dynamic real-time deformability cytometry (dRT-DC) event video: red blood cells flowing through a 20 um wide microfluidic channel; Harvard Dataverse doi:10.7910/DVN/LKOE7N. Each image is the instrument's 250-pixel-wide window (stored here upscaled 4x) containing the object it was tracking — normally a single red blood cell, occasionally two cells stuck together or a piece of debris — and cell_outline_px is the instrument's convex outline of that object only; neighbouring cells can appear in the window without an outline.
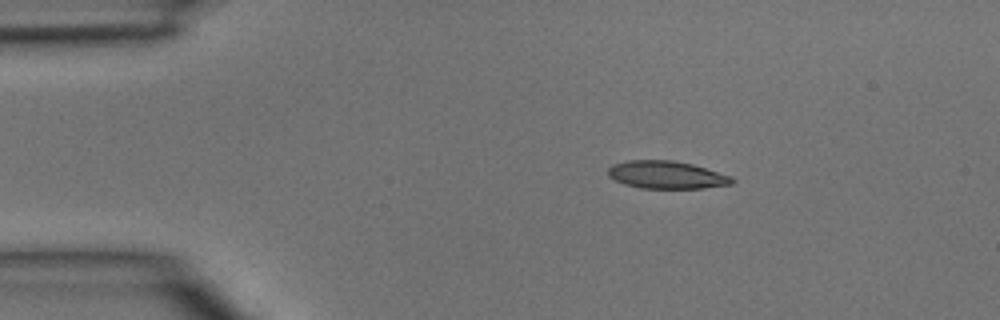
{"species": "common noctule bat (a hibernating species)", "species_latin": "Nyctalus noctula", "temperature_condition": "room temperature", "stored_images_in_passage": 2, "camera_frame_rate_fps": 3000, "um_per_image_px": 0.085, "animal": {"sex": "male", "body_mass_g": 15.6}, "frame": {"image": 1, "passage_image": 1, "time_ms": 0.0, "image_size_px": [1000, 320], "cell_outline_px": [[736, 180], [732, 184], [704, 188], [640, 188], [624, 184], [608, 176], [608, 168], [612, 164], [628, 160], [672, 160], [692, 164], [732, 176]], "centroid_in_image_um": [56.66, 14.86], "position_along_channel_um": 28.3, "area_um2": 20.06}}